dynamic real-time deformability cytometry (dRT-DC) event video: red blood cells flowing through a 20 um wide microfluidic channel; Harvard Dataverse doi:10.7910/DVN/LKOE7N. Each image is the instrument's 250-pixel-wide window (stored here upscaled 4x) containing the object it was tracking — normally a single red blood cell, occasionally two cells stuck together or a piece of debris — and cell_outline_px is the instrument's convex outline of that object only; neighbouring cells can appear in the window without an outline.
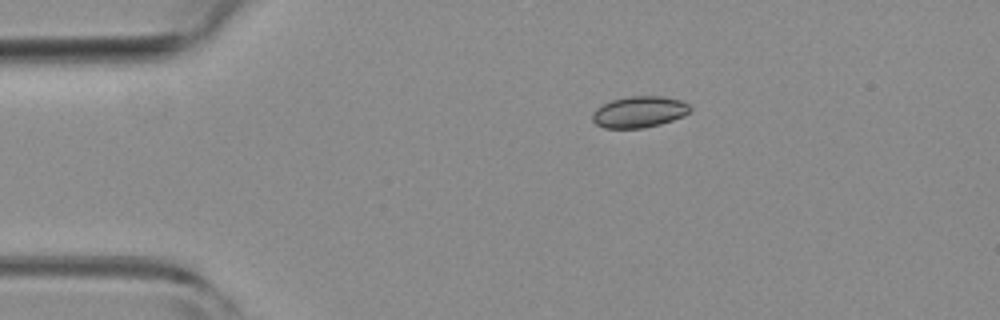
{"species": "common noctule bat (a hibernating species)", "species_latin": "Nyctalus noctula", "temperature_condition": "room temperature", "stored_images_in_passage": 2, "camera_frame_rate_fps": 3000, "um_per_image_px": 0.085, "animal": {"sex": "female", "body_mass_g": 19.3, "forearm_length_mm": 54.1}, "frame": {"image": 1, "passage_image": 1, "time_ms": 0.0, "image_size_px": [1000, 320], "cell_outline_px": [[692, 108], [684, 116], [660, 124], [644, 128], [604, 128], [596, 124], [592, 120], [592, 112], [596, 108], [612, 100], [628, 96], [664, 96], [680, 100], [688, 104]], "centroid_in_image_um": [54.33, 9.51], "position_along_channel_um": 30.7, "area_um2": 17.86}}